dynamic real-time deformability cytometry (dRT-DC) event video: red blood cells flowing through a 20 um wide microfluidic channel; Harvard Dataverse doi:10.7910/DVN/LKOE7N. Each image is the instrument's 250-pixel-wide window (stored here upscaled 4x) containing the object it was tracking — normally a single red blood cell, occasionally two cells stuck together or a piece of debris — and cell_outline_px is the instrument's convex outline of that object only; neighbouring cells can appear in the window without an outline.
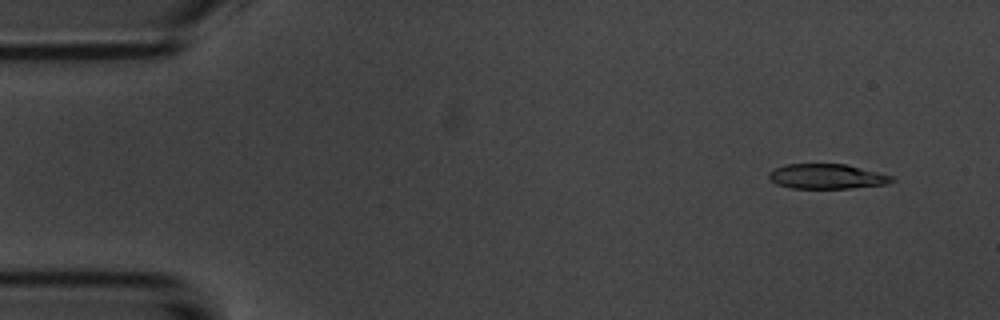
{"species": "common noctule bat (a hibernating species)", "species_latin": "Nyctalus noctula", "temperature_condition": "room temperature", "stored_images_in_passage": 54, "camera_frame_rate_fps": 3000, "um_per_image_px": 0.085, "animal": {"sex": "male", "body_mass_g": 20.1, "forearm_length_mm": 53.5}, "frame": {"image": 1, "passage_image": 4, "time_ms": 1.0, "image_size_px": [1000, 320], "cell_outline_px": [[896, 180], [888, 184], [852, 188], [792, 188], [776, 184], [768, 176], [768, 172], [772, 168], [784, 164], [844, 164], [892, 176]], "centroid_in_image_um": [70.24, 15.0], "position_along_channel_um": 14.8, "area_um2": 17.8}}
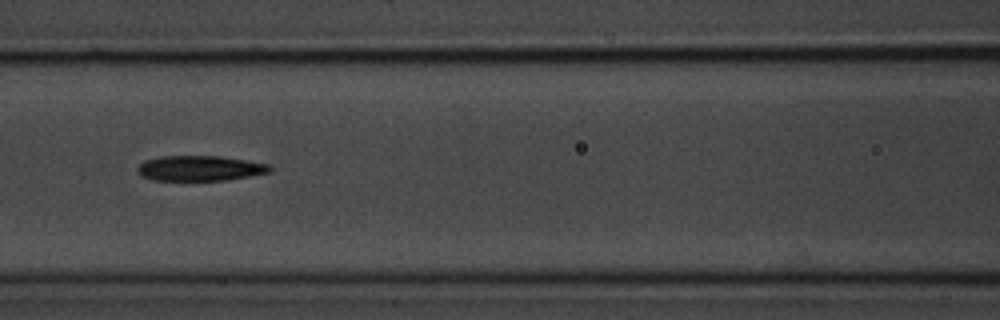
{"frame": {"image": 2, "passage_image": 23, "time_ms": 7.333, "image_size_px": [1000, 320], "cell_outline_px": [[272, 172], [228, 180], [152, 180], [140, 176], [136, 172], [136, 168], [144, 160], [160, 156], [220, 156], [272, 164]], "centroid_in_image_um": [17.0, 14.3], "position_along_channel_um": 149.6, "area_um2": 19.77}}
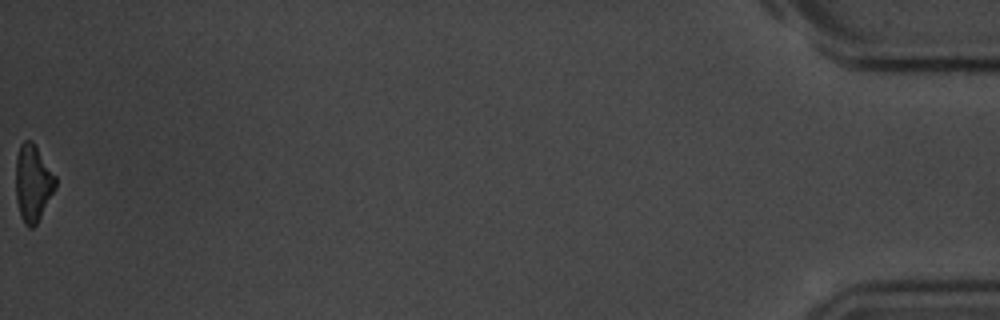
{"frame": {"image": 3, "passage_image": 54, "time_ms": 17.667, "image_size_px": [1000, 320], "cell_outline_px": [[56, 188], [36, 224], [32, 228], [28, 228], [24, 224], [20, 216], [16, 200], [16, 156], [20, 144], [24, 140], [32, 140], [56, 176]], "centroid_in_image_um": [2.79, 15.56], "position_along_channel_um": 432.4, "area_um2": 17.86}, "authors_computed_cell_mechanics": {"area_um2": 19.5364, "velocity_mm_per_s": 3.7222, "shape_relaxation_time_tau1_ms": 2.626, "shape_relaxation_time_tau2_ms": 9.7826, "deformation_change_tau1": 0.168, "deformation_change_tau2": 0.245}}